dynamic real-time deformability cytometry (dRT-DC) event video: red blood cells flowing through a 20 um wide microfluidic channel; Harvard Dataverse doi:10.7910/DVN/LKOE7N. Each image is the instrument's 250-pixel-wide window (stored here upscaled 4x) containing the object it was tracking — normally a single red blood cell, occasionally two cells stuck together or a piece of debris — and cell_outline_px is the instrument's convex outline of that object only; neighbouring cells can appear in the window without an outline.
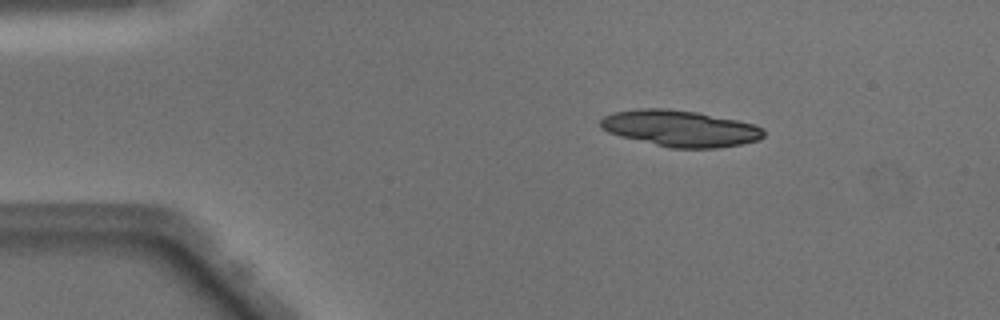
{"species": "Egyptian fruit bat (a non-hibernating species)", "species_latin": "Rousettus aegyptiacus", "temperature_condition": "warm", "stored_images_in_passage": 21, "segment_of_instrument_passage": [1, 2], "camera_frame_rate_fps": 3000, "um_per_image_px": 0.085, "animal": {"sex": "male"}, "frame": {"image": 1, "passage_image": 1, "time_ms": 0.0, "image_size_px": [1000, 320], "cell_outline_px": [[764, 136], [760, 140], [740, 144], [716, 148], [672, 148], [620, 136], [608, 132], [600, 128], [600, 120], [604, 116], [612, 112], [640, 108], [668, 108], [700, 112], [756, 124], [764, 128]], "centroid_in_image_um": [57.83, 10.9], "position_along_channel_um": 27.2, "area_um2": 34.8}}